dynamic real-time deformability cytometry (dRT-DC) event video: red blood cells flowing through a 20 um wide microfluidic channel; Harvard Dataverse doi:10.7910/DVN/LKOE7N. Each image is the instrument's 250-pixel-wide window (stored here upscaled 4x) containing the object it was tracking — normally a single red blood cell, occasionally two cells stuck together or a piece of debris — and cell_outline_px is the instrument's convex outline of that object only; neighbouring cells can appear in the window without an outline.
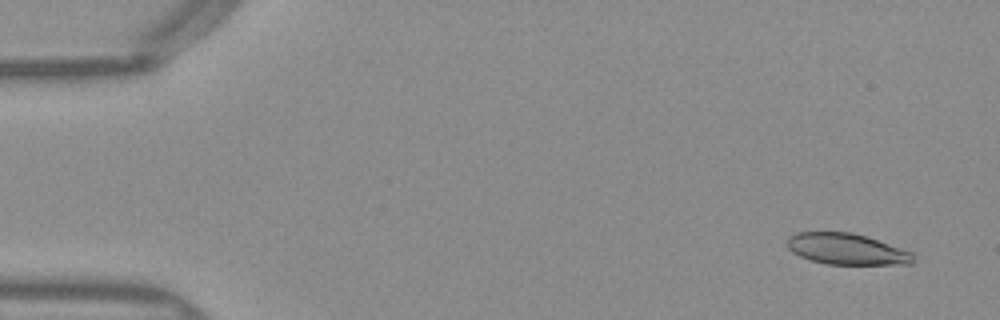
{"species": "Egyptian fruit bat (a non-hibernating species)", "species_latin": "Rousettus aegyptiacus", "temperature_condition": "warm", "stored_images_in_passage": 50, "camera_frame_rate_fps": 3000, "um_per_image_px": 0.085, "frame": {"image": 1, "passage_image": 3, "time_ms": 0.667, "image_size_px": [1000, 320], "cell_outline_px": [[916, 260], [912, 264], [828, 264], [812, 260], [800, 256], [792, 252], [788, 248], [788, 236], [796, 232], [852, 232], [912, 252]], "centroid_in_image_um": [71.96, 21.17], "position_along_channel_um": 13.0, "area_um2": 22.66}}
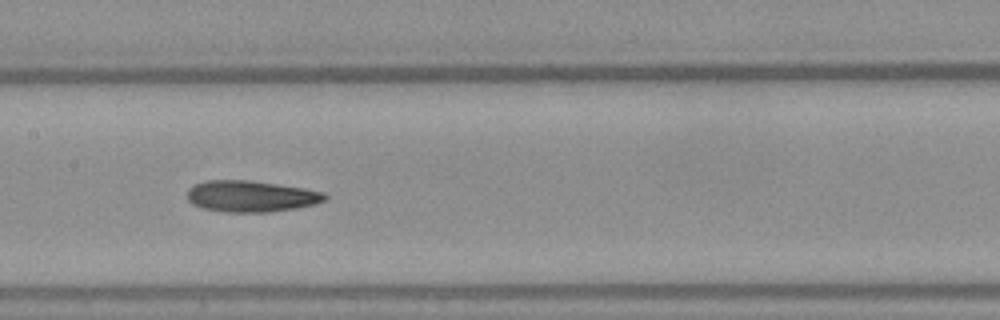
{"frame": {"image": 2, "passage_image": 25, "time_ms": 8.0, "image_size_px": [1000, 320], "cell_outline_px": [[328, 196], [324, 200], [312, 204], [292, 208], [268, 212], [224, 212], [200, 208], [192, 204], [188, 200], [188, 188], [196, 184], [208, 180], [248, 180], [304, 188], [324, 192]], "centroid_in_image_um": [21.28, 16.68], "position_along_channel_um": 186.1, "area_um2": 24.91}}
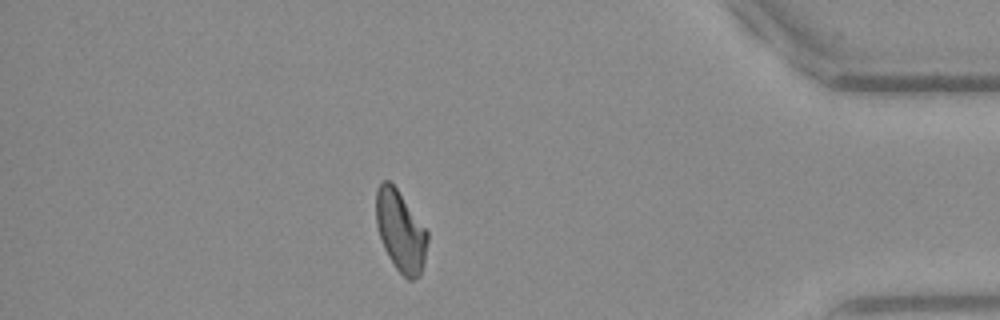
{"frame": {"image": 3, "passage_image": 44, "time_ms": 14.333, "image_size_px": [1000, 320], "cell_outline_px": [[428, 240], [424, 260], [420, 276], [412, 280], [408, 280], [396, 268], [388, 256], [384, 248], [376, 224], [376, 188], [384, 180], [388, 180], [396, 188], [428, 232]], "centroid_in_image_um": [34.04, 19.66], "position_along_channel_um": 401.2, "area_um2": 23.93}, "authors_computed_cell_mechanics": {"area_um2": 24.4783, "velocity_mm_per_s": 4.0231, "shape_relaxation_time_tau1_ms": 7.6432, "shape_relaxation_time_tau2_ms": 5.0961, "deformation_change_tau1": 0.1842, "deformation_change_tau2": 0.1474}}